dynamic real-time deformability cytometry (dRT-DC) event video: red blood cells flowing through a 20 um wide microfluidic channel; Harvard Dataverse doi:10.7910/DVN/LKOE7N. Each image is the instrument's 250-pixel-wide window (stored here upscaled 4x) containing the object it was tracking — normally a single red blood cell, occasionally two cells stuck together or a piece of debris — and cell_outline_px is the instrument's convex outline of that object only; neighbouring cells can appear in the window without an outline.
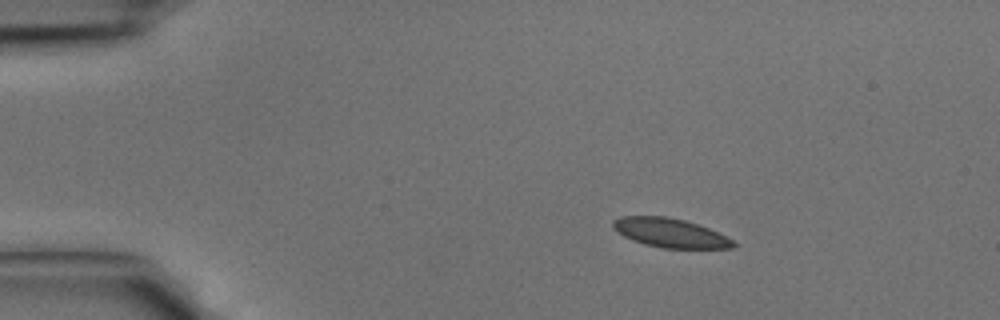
{"species": "common noctule bat (a hibernating species)", "species_latin": "Nyctalus noctula", "temperature_condition": "cold", "stored_images_in_passage": 42, "camera_frame_rate_fps": 3000, "um_per_image_px": 0.085, "animal": {"sex": "male", "body_mass_g": 15.6}, "frame": {"image": 1, "passage_image": 7, "time_ms": 2.0, "image_size_px": [1000, 320], "cell_outline_px": [[736, 244], [732, 248], [664, 248], [644, 244], [632, 240], [616, 232], [612, 228], [612, 220], [620, 216], [664, 216], [684, 220], [708, 228], [732, 240]], "centroid_in_image_um": [56.89, 19.79], "position_along_channel_um": 28.1, "area_um2": 20.23}}
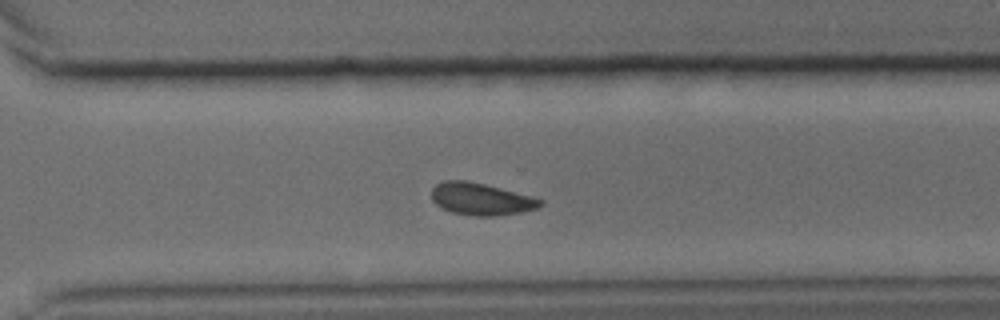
{"frame": {"image": 2, "passage_image": 30, "time_ms": 9.667, "image_size_px": [1000, 320], "cell_outline_px": [[544, 204], [536, 208], [520, 212], [496, 216], [476, 216], [452, 212], [436, 204], [432, 200], [432, 188], [436, 184], [444, 180], [468, 180], [532, 196], [544, 200]], "centroid_in_image_um": [40.89, 16.91], "position_along_channel_um": 329.7, "area_um2": 20.29}}
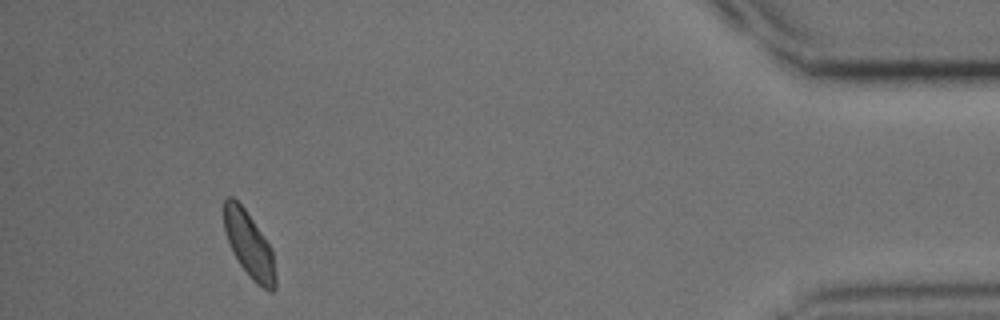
{"frame": {"image": 3, "passage_image": 39, "time_ms": 12.667, "image_size_px": [1000, 320], "cell_outline_px": [[276, 288], [272, 292], [268, 292], [256, 284], [252, 280], [240, 264], [232, 252], [224, 232], [224, 200], [228, 196], [232, 196], [244, 208], [272, 248], [276, 276]], "centroid_in_image_um": [21.18, 20.85], "position_along_channel_um": 414.0, "area_um2": 19.83}}